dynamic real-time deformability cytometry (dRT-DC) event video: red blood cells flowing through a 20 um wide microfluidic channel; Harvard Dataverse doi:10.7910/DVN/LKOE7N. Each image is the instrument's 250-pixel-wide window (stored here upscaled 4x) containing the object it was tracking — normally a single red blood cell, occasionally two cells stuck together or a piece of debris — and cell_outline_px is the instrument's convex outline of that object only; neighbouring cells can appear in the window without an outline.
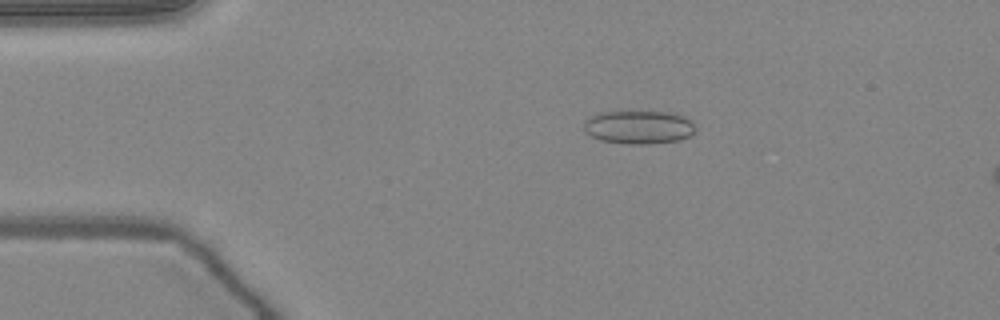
{"species": "common noctule bat (a hibernating species)", "species_latin": "Nyctalus noctula", "temperature_condition": "warm", "stored_images_in_passage": 13, "camera_frame_rate_fps": 3000, "um_per_image_px": 0.085, "animal": {"sex": "female", "body_mass_g": 24.6, "forearm_length_mm": 56.2}, "frame": {"image": 1, "passage_image": 8, "time_ms": 2.333, "image_size_px": [1000, 320], "cell_outline_px": [[696, 128], [688, 136], [680, 140], [652, 144], [624, 144], [600, 140], [584, 132], [584, 120], [600, 112], [616, 108], [676, 112], [684, 116]], "centroid_in_image_um": [54.24, 10.75], "position_along_channel_um": 30.8, "area_um2": 22.83}}